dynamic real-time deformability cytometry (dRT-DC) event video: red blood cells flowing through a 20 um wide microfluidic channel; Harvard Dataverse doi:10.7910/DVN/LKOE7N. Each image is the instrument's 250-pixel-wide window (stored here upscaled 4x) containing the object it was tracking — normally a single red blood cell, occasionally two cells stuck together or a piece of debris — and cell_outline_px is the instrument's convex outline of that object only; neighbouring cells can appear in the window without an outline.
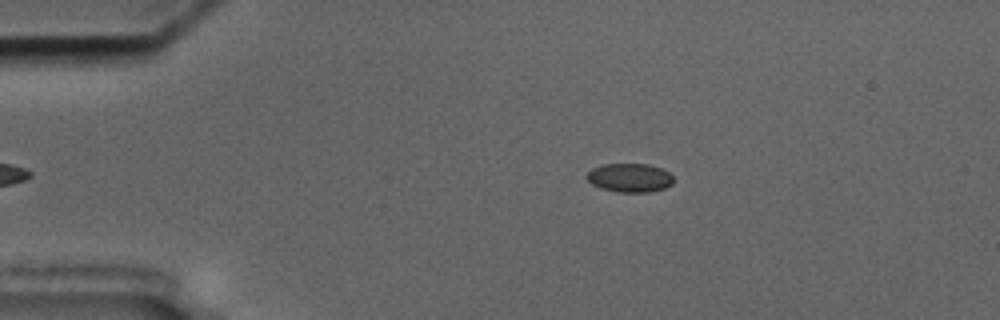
{"species": "common noctule bat (a hibernating species)", "species_latin": "Nyctalus noctula", "temperature_condition": "cold", "stored_images_in_passage": 29, "camera_frame_rate_fps": 3000, "um_per_image_px": 0.085, "animal": {"sex": "male", "body_mass_g": 17.5, "forearm_length_mm": 52.3}, "frame": {"image": 1, "passage_image": 3, "time_ms": 0.667, "image_size_px": [1000, 320], "cell_outline_px": [[672, 184], [664, 188], [648, 192], [616, 192], [600, 188], [592, 184], [584, 176], [592, 168], [604, 164], [648, 164], [660, 168], [668, 172], [672, 176]], "centroid_in_image_um": [53.49, 15.11], "position_along_channel_um": 31.5, "area_um2": 14.51}}
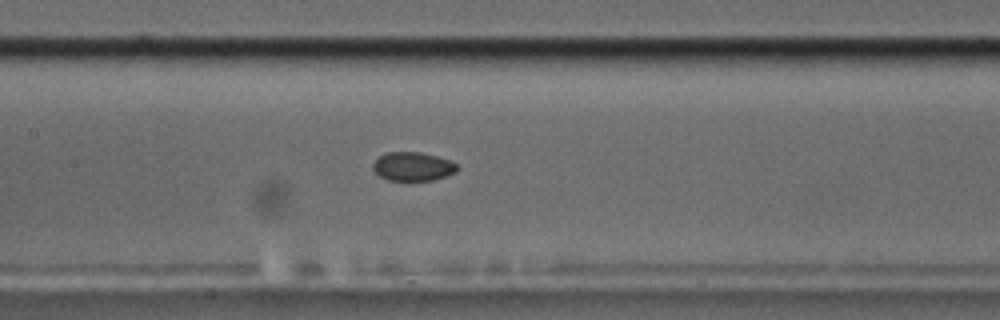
{"frame": {"image": 2, "passage_image": 19, "time_ms": 6.0, "image_size_px": [1000, 320], "cell_outline_px": [[456, 172], [432, 180], [388, 180], [380, 176], [372, 168], [372, 164], [380, 156], [388, 152], [420, 152], [436, 156], [448, 160], [456, 164]], "centroid_in_image_um": [35.06, 14.15], "position_along_channel_um": 172.3, "area_um2": 13.81}}
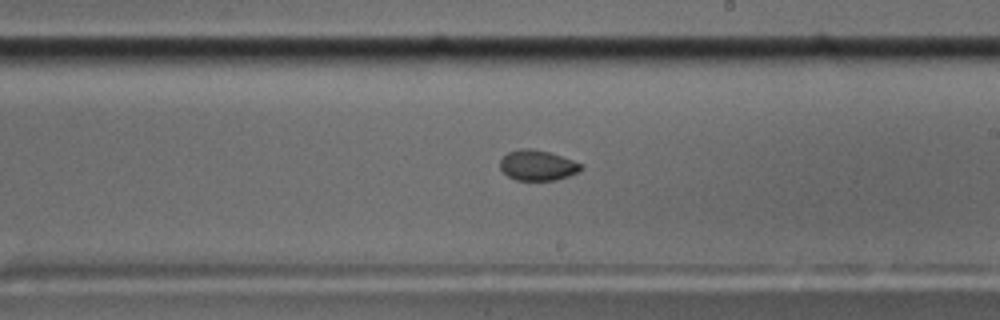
{"frame": {"image": 3, "passage_image": 25, "time_ms": 8.0, "image_size_px": [1000, 320], "cell_outline_px": [[584, 168], [580, 172], [556, 180], [516, 180], [508, 176], [500, 168], [500, 160], [508, 152], [520, 148], [532, 148], [548, 152], [584, 164]], "centroid_in_image_um": [45.72, 14.05], "position_along_channel_um": 243.3, "area_um2": 14.39}}